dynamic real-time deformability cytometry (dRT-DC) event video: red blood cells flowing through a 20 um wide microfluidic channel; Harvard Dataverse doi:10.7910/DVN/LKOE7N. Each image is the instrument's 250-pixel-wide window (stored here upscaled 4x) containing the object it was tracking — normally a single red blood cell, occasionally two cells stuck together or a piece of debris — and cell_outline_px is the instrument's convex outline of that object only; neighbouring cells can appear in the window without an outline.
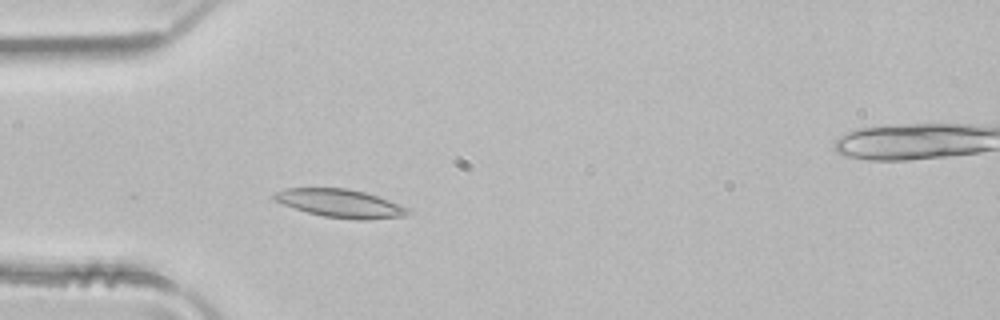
{"species": "common noctule bat (a hibernating species)", "species_latin": "Nyctalus noctula", "temperature_condition": "room temperature", "stored_images_in_passage": 4, "camera_frame_rate_fps": 3000, "um_per_image_px": 0.085, "animal": {"sex": "male", "body_mass_g": 21.5, "forearm_length_mm": 52.0}, "frame": {"image": 1, "passage_image": 3, "time_ms": 0.667, "image_size_px": [1000, 320], "cell_outline_px": [[412, 212], [408, 216], [364, 220], [356, 220], [324, 216], [308, 212], [284, 204], [276, 200], [272, 196], [272, 192], [284, 188], [344, 188], [364, 192], [376, 196], [408, 208]], "centroid_in_image_um": [28.93, 17.29], "position_along_channel_um": 56.1, "area_um2": 21.79}}